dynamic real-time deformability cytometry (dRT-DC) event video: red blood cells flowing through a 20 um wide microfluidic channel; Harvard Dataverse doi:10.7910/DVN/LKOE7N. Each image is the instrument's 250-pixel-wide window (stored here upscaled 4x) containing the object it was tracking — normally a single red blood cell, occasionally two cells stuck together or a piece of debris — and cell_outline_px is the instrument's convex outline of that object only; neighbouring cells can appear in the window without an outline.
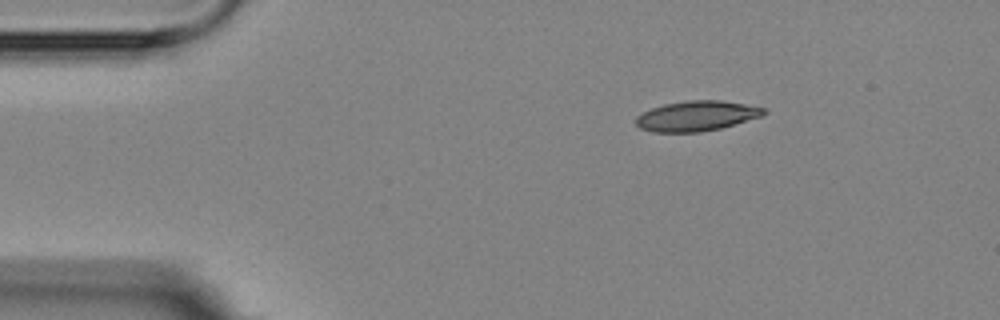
{"species": "Egyptian fruit bat (a non-hibernating species)", "species_latin": "Rousettus aegyptiacus", "temperature_condition": "room temperature", "stored_images_in_passage": 2, "camera_frame_rate_fps": 3000, "um_per_image_px": 0.085, "animal": {"sex": "female"}, "frame": {"image": 1, "passage_image": 2, "time_ms": 1.0, "image_size_px": [1000, 320], "cell_outline_px": [[768, 112], [764, 116], [720, 128], [700, 132], [652, 132], [640, 128], [636, 124], [636, 116], [652, 108], [664, 104], [688, 100], [720, 100], [744, 104], [764, 108]], "centroid_in_image_um": [59.22, 9.86], "position_along_channel_um": 25.8, "area_um2": 22.43}}